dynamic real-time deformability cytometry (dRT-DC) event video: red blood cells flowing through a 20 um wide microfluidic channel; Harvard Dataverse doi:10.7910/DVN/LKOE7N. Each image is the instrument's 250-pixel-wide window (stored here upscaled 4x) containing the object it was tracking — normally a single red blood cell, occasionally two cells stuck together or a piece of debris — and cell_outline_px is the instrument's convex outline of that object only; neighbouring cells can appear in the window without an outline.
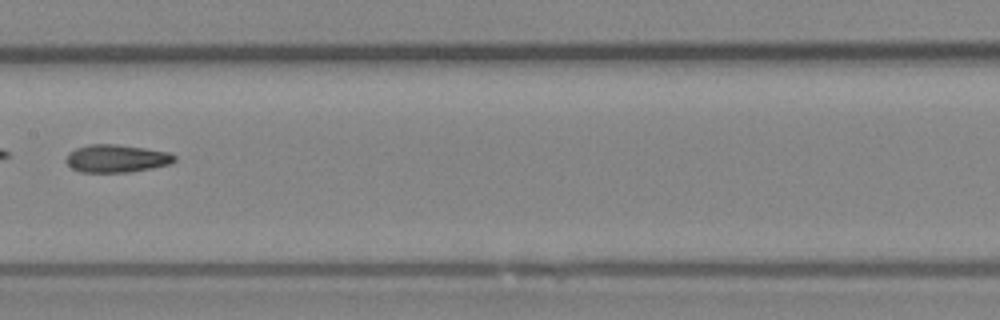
{"species": "Egyptian fruit bat (a non-hibernating species)", "species_latin": "Rousettus aegyptiacus", "temperature_condition": "room temperature", "stored_images_in_passage": 4, "camera_frame_rate_fps": 3000, "um_per_image_px": 0.085, "animal": {"sex": "female"}, "frame": {"image": 1, "passage_image": 4, "time_ms": 1.0, "image_size_px": [1000, 320], "cell_outline_px": [[176, 160], [168, 164], [152, 168], [128, 172], [80, 172], [72, 168], [64, 160], [68, 152], [76, 148], [88, 144], [116, 144], [144, 148], [168, 152], [176, 156]], "centroid_in_image_um": [9.86, 13.47], "position_along_channel_um": 197.5, "area_um2": 17.57}}